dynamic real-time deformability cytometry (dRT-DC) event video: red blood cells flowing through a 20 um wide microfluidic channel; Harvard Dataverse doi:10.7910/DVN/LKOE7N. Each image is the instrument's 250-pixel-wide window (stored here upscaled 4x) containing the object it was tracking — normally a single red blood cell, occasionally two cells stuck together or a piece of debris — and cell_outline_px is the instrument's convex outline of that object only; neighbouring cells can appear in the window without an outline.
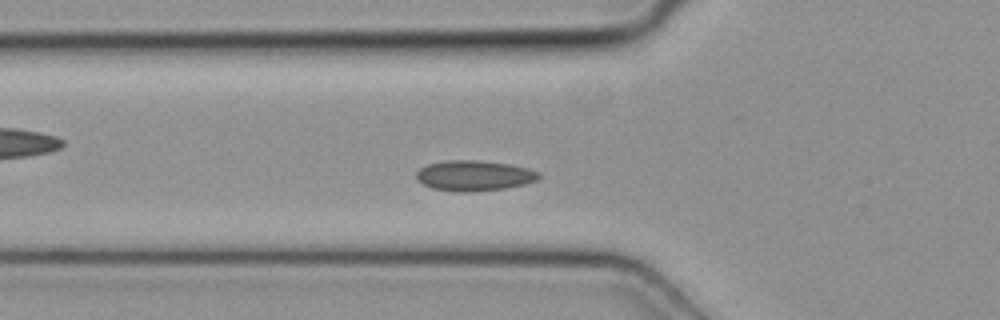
{"species": "common noctule bat (a hibernating species)", "species_latin": "Nyctalus noctula", "temperature_condition": "cold", "stored_images_in_passage": 44, "camera_frame_rate_fps": 3000, "um_per_image_px": 0.085, "animal": {"sex": "female", "body_mass_g": 19.3, "forearm_length_mm": 54.1}, "frame": {"image": 1, "passage_image": 12, "time_ms": 3.667, "image_size_px": [1000, 320], "cell_outline_px": [[540, 176], [536, 180], [524, 184], [504, 188], [468, 192], [456, 192], [432, 188], [416, 180], [416, 172], [420, 168], [428, 164], [448, 160], [476, 160], [508, 164], [528, 168], [540, 172]], "centroid_in_image_um": [40.28, 14.93], "position_along_channel_um": 85.5, "area_um2": 21.62}}
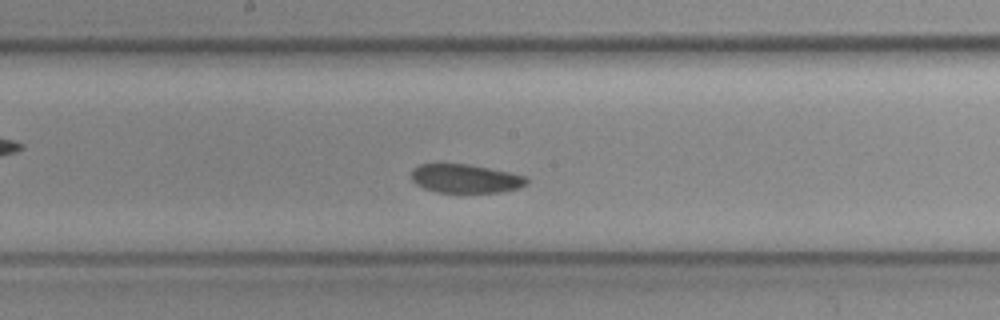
{"frame": {"image": 2, "passage_image": 21, "time_ms": 6.667, "image_size_px": [1000, 320], "cell_outline_px": [[528, 184], [520, 188], [500, 192], [436, 192], [424, 188], [416, 184], [412, 180], [412, 168], [420, 164], [468, 164], [528, 176]], "centroid_in_image_um": [39.59, 15.18], "position_along_channel_um": 208.6, "area_um2": 19.31}}
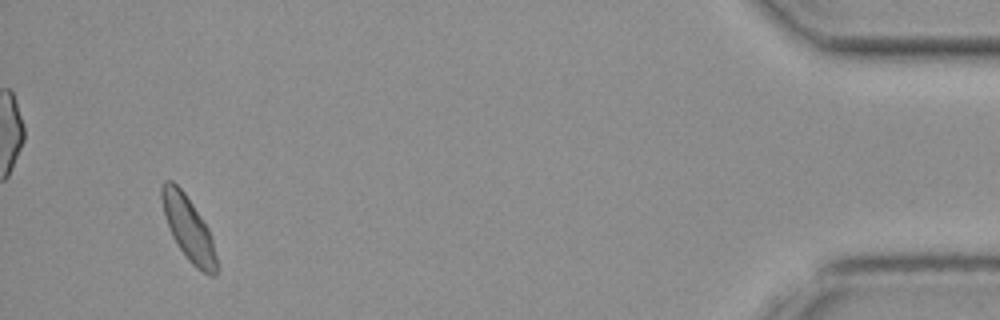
{"frame": {"image": 3, "passage_image": 42, "time_ms": 13.667, "image_size_px": [1000, 320], "cell_outline_px": [[216, 276], [208, 276], [196, 268], [188, 260], [172, 236], [164, 212], [160, 196], [160, 184], [164, 180], [172, 180], [184, 192], [208, 228], [212, 240], [216, 256]], "centroid_in_image_um": [16.0, 19.41], "position_along_channel_um": 419.2, "area_um2": 20.17}}